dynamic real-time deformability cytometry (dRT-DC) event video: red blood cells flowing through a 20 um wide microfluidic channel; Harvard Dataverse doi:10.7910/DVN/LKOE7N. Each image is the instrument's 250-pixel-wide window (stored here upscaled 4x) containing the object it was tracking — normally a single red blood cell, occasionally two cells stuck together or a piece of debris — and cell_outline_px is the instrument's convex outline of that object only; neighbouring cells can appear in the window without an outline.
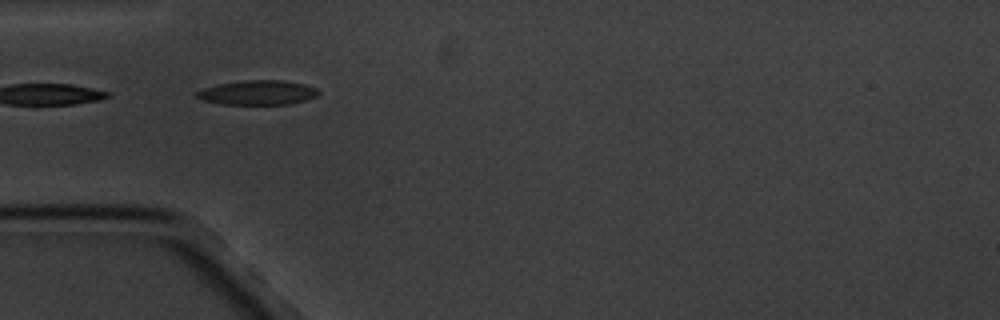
{"species": "common noctule bat (a hibernating species)", "species_latin": "Nyctalus noctula", "temperature_condition": "cold", "stored_images_in_passage": 6, "segment_of_instrument_passage": [2, 2], "camera_frame_rate_fps": 3000, "um_per_image_px": 0.085, "animal": {"sex": "male", "body_mass_g": 20.1, "forearm_length_mm": 53.5}, "frame": {"image": 1, "passage_image": 5, "time_ms": 5.333, "image_size_px": [1000, 320], "cell_outline_px": [[320, 92], [316, 96], [304, 100], [288, 104], [224, 104], [204, 100], [196, 96], [192, 92], [204, 88], [220, 84], [244, 80], [280, 80], [304, 84], [316, 88]], "centroid_in_image_um": [21.89, 7.86], "position_along_channel_um": 63.1, "area_um2": 17.17}}